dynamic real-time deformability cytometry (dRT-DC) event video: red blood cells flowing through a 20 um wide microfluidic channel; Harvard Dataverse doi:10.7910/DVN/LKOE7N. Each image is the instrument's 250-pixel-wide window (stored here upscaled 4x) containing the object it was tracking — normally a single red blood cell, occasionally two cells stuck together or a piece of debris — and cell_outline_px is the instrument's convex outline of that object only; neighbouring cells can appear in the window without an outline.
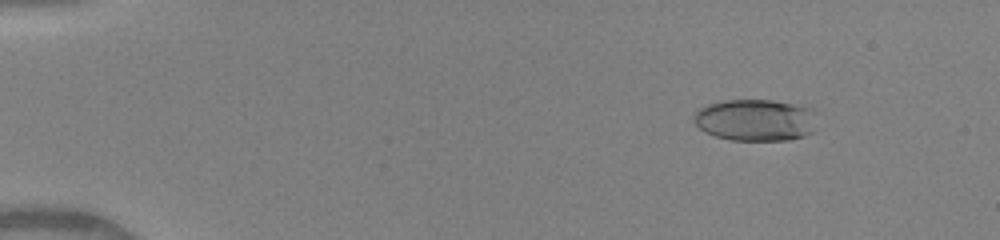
{"species": "human", "species_latin": "Homo sapiens", "temperature_condition": "warm", "stored_images_in_passage": 50, "camera_frame_rate_fps": 3000, "um_per_image_px": 0.085, "donor": {"sex": "female"}, "frame": {"image": 1, "passage_image": 7, "time_ms": 2.0, "image_size_px": [1000, 240], "cell_outline_px": [[812, 132], [804, 136], [788, 140], [732, 140], [716, 136], [704, 132], [692, 120], [696, 112], [700, 108], [708, 104], [724, 100], [772, 100], [812, 108]], "centroid_in_image_um": [64.15, 10.2], "position_along_channel_um": 20.9, "area_um2": 29.65}}
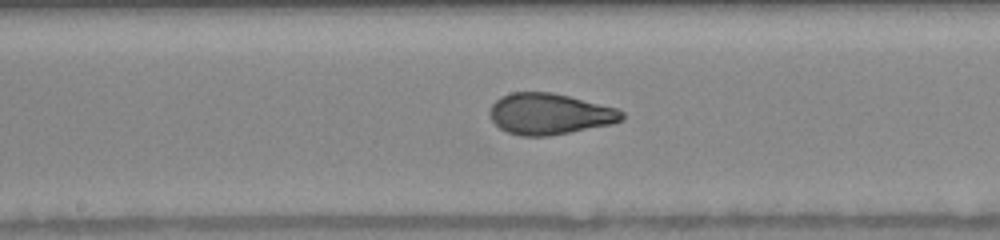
{"frame": {"image": 2, "passage_image": 28, "time_ms": 9.0, "image_size_px": [1000, 240], "cell_outline_px": [[624, 120], [612, 124], [548, 136], [520, 136], [508, 132], [500, 128], [492, 120], [488, 112], [492, 104], [500, 96], [512, 92], [552, 92], [616, 108], [624, 112]], "centroid_in_image_um": [46.7, 9.68], "position_along_channel_um": 201.5, "area_um2": 31.62}}
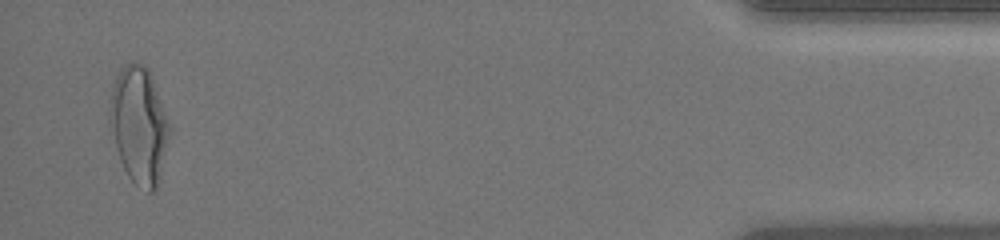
{"frame": {"image": 3, "passage_image": 49, "time_ms": 16.0, "image_size_px": [1000, 240], "cell_outline_px": [[168, 132], [160, 180], [156, 192], [148, 192], [136, 184], [128, 176], [120, 160], [108, 128], [108, 108], [112, 88], [116, 76], [124, 64], [136, 60], [144, 64], [152, 80], [168, 124]], "centroid_in_image_um": [11.74, 10.66], "position_along_channel_um": 423.5, "area_um2": 40.23}, "authors_computed_cell_mechanics": {"area_um2": 31.3276, "velocity_mm_per_s": 4.1384, "shape_relaxation_time_tau1_ms": 4.2609, "shape_relaxation_time_tau2_ms": 0.6602, "deformation_change_tau1": 0.2163, "deformation_change_tau2": 0.0713}}